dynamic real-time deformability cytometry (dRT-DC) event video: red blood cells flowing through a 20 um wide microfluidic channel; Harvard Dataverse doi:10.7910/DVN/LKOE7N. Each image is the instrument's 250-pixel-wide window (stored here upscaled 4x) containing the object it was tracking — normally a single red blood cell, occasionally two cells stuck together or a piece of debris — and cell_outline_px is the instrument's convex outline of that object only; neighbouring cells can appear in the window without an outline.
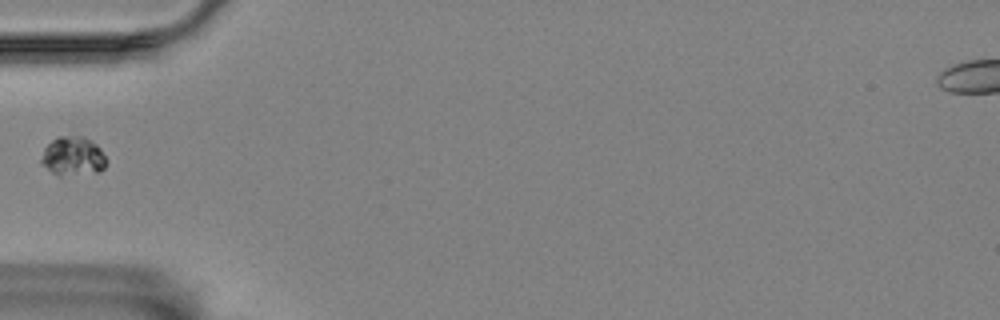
{"species": "Egyptian fruit bat (a non-hibernating species)", "species_latin": "Rousettus aegyptiacus", "temperature_condition": "room temperature", "stored_images_in_passage": 39, "camera_frame_rate_fps": 3000, "um_per_image_px": 0.085, "animal": {"sex": "female"}, "frame": {"image": 1, "passage_image": 1, "time_ms": 0.0, "image_size_px": [1000, 320], "cell_outline_px": [[108, 160], [104, 168], [100, 172], [60, 176], [52, 172], [40, 160], [44, 148], [56, 136], [84, 136], [96, 144], [100, 148]], "centroid_in_image_um": [6.23, 13.27], "position_along_channel_um": 78.8, "area_um2": 14.85}}
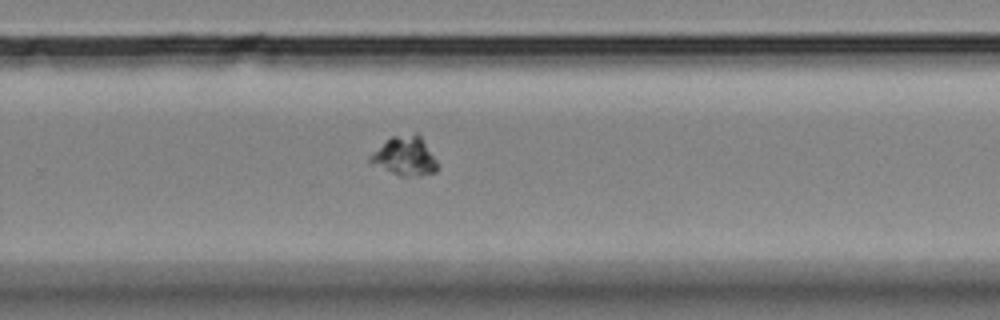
{"frame": {"image": 2, "passage_image": 20, "time_ms": 6.333, "image_size_px": [1000, 320], "cell_outline_px": [[436, 172], [420, 176], [400, 176], [368, 160], [368, 156], [392, 136], [416, 132], [420, 132], [436, 160]], "centroid_in_image_um": [34.46, 13.23], "position_along_channel_um": 295.3, "area_um2": 15.14}}
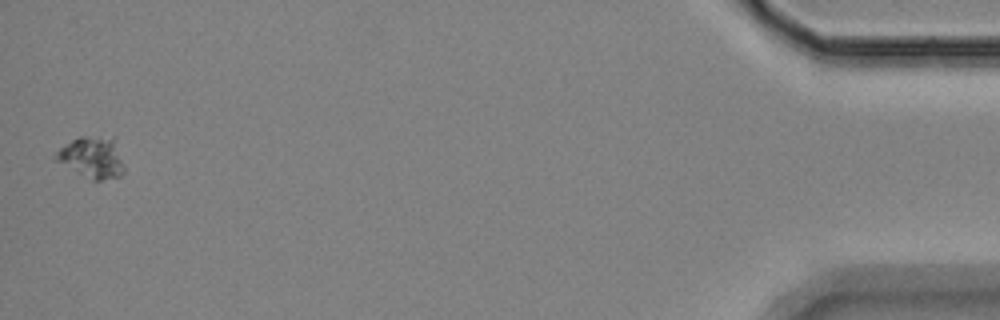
{"frame": {"image": 3, "passage_image": 39, "time_ms": 12.667, "image_size_px": [1000, 320], "cell_outline_px": [[124, 172], [120, 176], [100, 180], [92, 180], [56, 160], [52, 156], [60, 148], [72, 140], [80, 136], [112, 136], [124, 168]], "centroid_in_image_um": [7.82, 13.36], "position_along_channel_um": 427.4, "area_um2": 16.07}}